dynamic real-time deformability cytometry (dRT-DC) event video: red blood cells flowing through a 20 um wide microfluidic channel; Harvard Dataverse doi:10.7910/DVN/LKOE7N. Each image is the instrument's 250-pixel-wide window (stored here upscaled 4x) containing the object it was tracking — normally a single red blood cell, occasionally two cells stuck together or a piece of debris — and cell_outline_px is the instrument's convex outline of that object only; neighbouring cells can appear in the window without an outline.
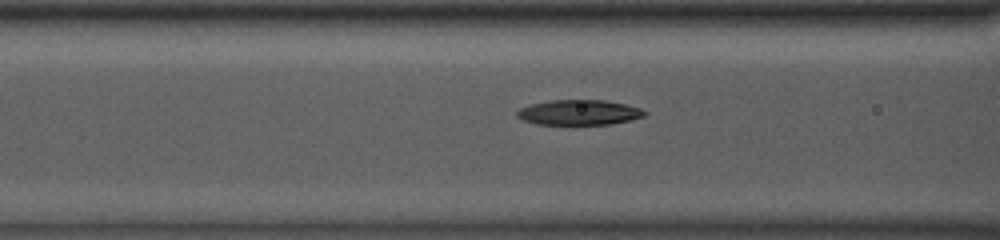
{"species": "common noctule bat (a hibernating species)", "species_latin": "Nyctalus noctula", "temperature_condition": "room temperature", "stored_images_in_passage": 38, "camera_frame_rate_fps": 3000, "um_per_image_px": 0.085, "animal": {"sex": "male", "body_mass_g": 13.0, "forearm_length_mm": 53.1}, "frame": {"image": 1, "passage_image": 12, "time_ms": 3.667, "image_size_px": [1000, 240], "cell_outline_px": [[648, 112], [644, 116], [632, 120], [612, 124], [536, 124], [524, 120], [516, 116], [516, 112], [520, 108], [532, 104], [552, 100], [604, 100], [624, 104], [640, 108]], "centroid_in_image_um": [49.24, 9.56], "position_along_channel_um": 117.4, "area_um2": 18.61}}
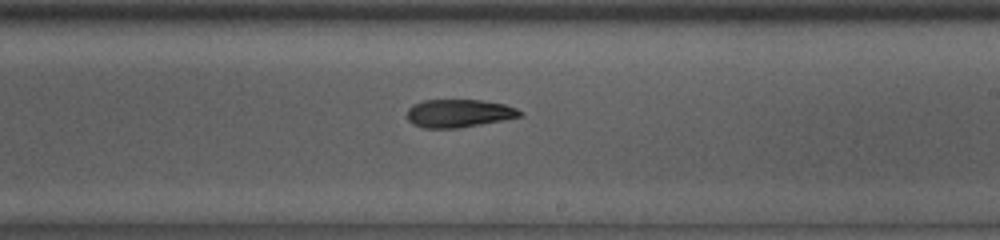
{"frame": {"image": 2, "passage_image": 22, "time_ms": 7.0, "image_size_px": [1000, 240], "cell_outline_px": [[524, 116], [504, 120], [456, 128], [424, 128], [412, 124], [408, 120], [408, 108], [412, 104], [424, 100], [480, 100], [504, 104], [516, 108], [524, 112]], "centroid_in_image_um": [39.02, 9.63], "position_along_channel_um": 250.0, "area_um2": 18.5}}
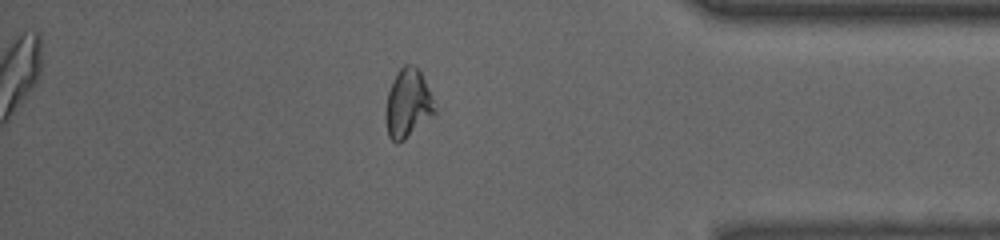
{"frame": {"image": 3, "passage_image": 35, "time_ms": 11.333, "image_size_px": [1000, 240], "cell_outline_px": [[440, 108], [436, 112], [404, 140], [396, 144], [388, 136], [384, 120], [384, 112], [388, 92], [396, 72], [404, 64], [412, 64], [420, 72]], "centroid_in_image_um": [34.67, 8.81], "position_along_channel_um": 400.5, "area_um2": 20.06}}